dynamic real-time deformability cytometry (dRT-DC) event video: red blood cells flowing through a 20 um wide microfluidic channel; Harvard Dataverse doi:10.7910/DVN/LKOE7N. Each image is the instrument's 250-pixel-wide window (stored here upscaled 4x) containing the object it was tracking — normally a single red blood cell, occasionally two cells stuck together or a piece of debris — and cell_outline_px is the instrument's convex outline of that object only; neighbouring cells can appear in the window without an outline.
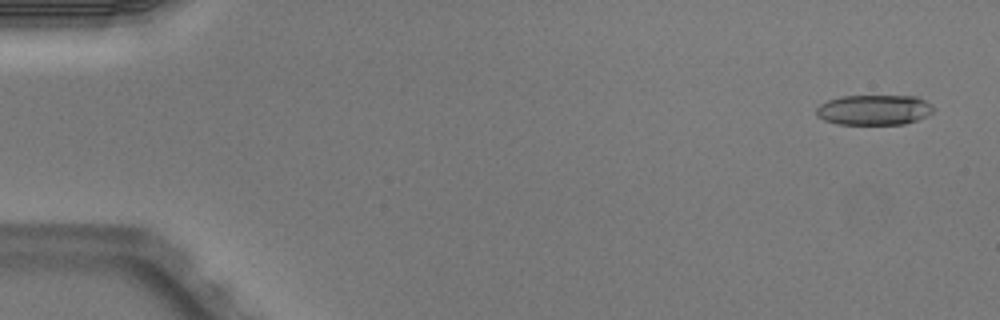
{"species": "Egyptian fruit bat (a non-hibernating species)", "species_latin": "Rousettus aegyptiacus", "temperature_condition": "warm", "stored_images_in_passage": 7, "camera_frame_rate_fps": 3000, "um_per_image_px": 0.085, "animal": {"sex": "male"}, "frame": {"image": 1, "passage_image": 1, "time_ms": 0.0, "image_size_px": [1000, 320], "cell_outline_px": [[936, 108], [932, 112], [916, 120], [904, 124], [836, 124], [824, 120], [816, 116], [816, 108], [820, 104], [828, 100], [840, 96], [916, 96], [932, 104]], "centroid_in_image_um": [74.27, 9.34], "position_along_channel_um": 10.7, "area_um2": 20.69}}
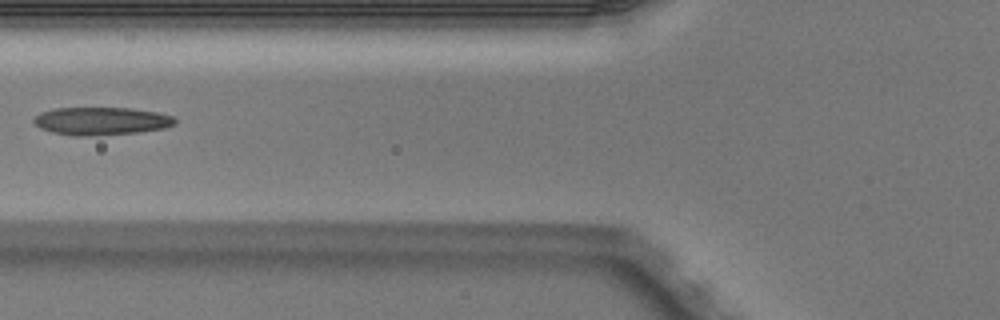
{"frame": {"image": 2, "passage_image": 6, "time_ms": 1.667, "image_size_px": [1000, 320], "cell_outline_px": [[176, 124], [164, 128], [136, 132], [96, 136], [72, 136], [52, 132], [40, 128], [32, 120], [40, 112], [56, 108], [132, 108], [160, 112], [172, 116], [176, 120]], "centroid_in_image_um": [8.61, 10.29], "position_along_channel_um": 117.2, "area_um2": 23.06}}
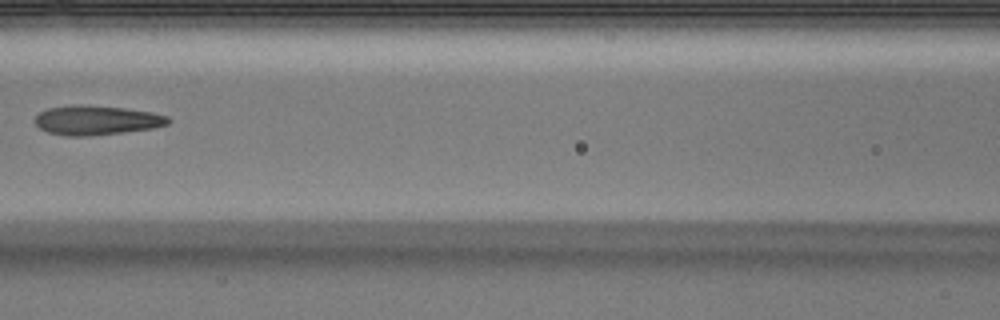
{"frame": {"image": 3, "passage_image": 7, "time_ms": 2.0, "image_size_px": [1000, 320], "cell_outline_px": [[172, 120], [168, 124], [156, 128], [124, 132], [88, 136], [68, 136], [48, 132], [40, 128], [32, 120], [40, 112], [48, 108], [72, 104], [80, 104], [124, 108], [152, 112], [168, 116]], "centroid_in_image_um": [8.22, 10.21], "position_along_channel_um": 158.4, "area_um2": 23.06}}